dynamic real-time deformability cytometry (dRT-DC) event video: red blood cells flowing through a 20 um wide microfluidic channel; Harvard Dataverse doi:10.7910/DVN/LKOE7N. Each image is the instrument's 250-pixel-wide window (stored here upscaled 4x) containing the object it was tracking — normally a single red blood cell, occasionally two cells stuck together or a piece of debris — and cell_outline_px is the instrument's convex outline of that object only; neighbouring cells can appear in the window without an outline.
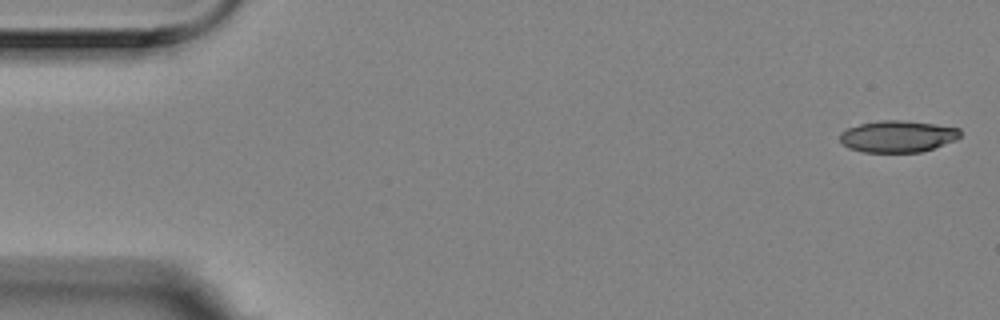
{"species": "Egyptian fruit bat (a non-hibernating species)", "species_latin": "Rousettus aegyptiacus", "temperature_condition": "room temperature", "stored_images_in_passage": 3, "camera_frame_rate_fps": 3000, "um_per_image_px": 0.085, "animal": {"sex": "female"}, "frame": {"image": 1, "passage_image": 1, "time_ms": 0.0, "image_size_px": [1000, 320], "cell_outline_px": [[960, 136], [956, 140], [920, 152], [860, 152], [848, 148], [840, 140], [840, 132], [848, 128], [860, 124], [884, 120], [900, 120], [932, 124], [960, 128]], "centroid_in_image_um": [76.28, 11.6], "position_along_channel_um": 8.7, "area_um2": 22.02}}